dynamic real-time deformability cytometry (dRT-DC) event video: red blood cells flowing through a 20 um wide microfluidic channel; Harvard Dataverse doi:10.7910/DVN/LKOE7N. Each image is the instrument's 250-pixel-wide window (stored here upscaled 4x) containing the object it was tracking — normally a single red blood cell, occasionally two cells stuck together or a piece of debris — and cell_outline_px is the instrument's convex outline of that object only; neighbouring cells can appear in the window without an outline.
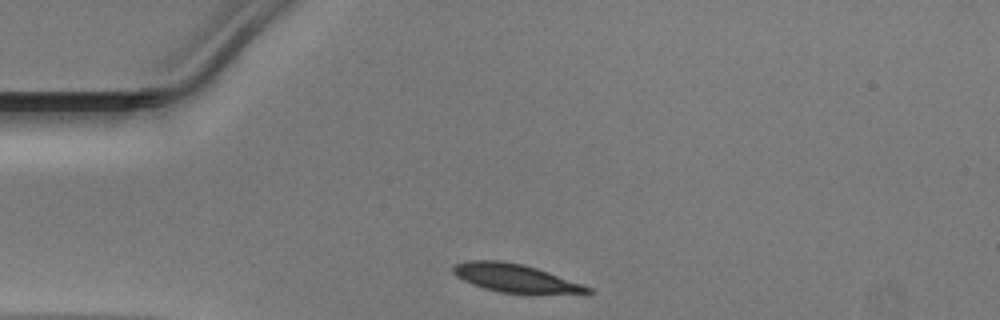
{"species": "Egyptian fruit bat (a non-hibernating species)", "species_latin": "Rousettus aegyptiacus", "temperature_condition": "warm", "stored_images_in_passage": 29, "camera_frame_rate_fps": 3000, "um_per_image_px": 0.085, "animal": {"sex": "male"}, "frame": {"image": 1, "passage_image": 1, "time_ms": 0.0, "image_size_px": [1000, 320], "cell_outline_px": [[596, 292], [500, 292], [484, 288], [472, 284], [456, 276], [452, 272], [452, 264], [464, 260], [500, 260], [524, 264], [584, 284], [592, 288]], "centroid_in_image_um": [43.7, 23.59], "position_along_channel_um": 41.3, "area_um2": 21.68}}
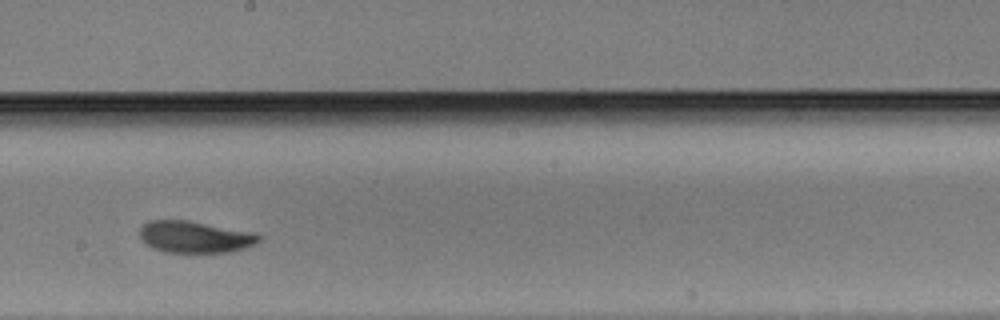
{"frame": {"image": 2, "passage_image": 17, "time_ms": 5.333, "image_size_px": [1000, 320], "cell_outline_px": [[260, 240], [256, 244], [244, 248], [228, 252], [164, 252], [152, 248], [144, 244], [140, 236], [140, 228], [144, 224], [152, 220], [188, 220], [256, 232], [260, 236]], "centroid_in_image_um": [16.57, 20.13], "position_along_channel_um": 231.6, "area_um2": 22.2}}
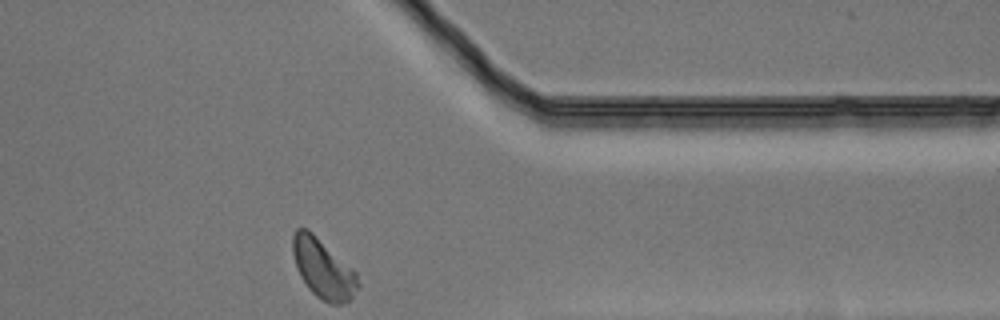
{"frame": {"image": 3, "passage_image": 29, "time_ms": 9.333, "image_size_px": [1000, 320], "cell_outline_px": [[360, 288], [348, 300], [340, 304], [328, 304], [316, 296], [308, 288], [300, 276], [296, 268], [292, 252], [292, 236], [296, 228], [308, 228], [352, 268], [356, 272], [360, 284]], "centroid_in_image_um": [27.45, 22.83], "position_along_channel_um": 383.9, "area_um2": 22.72}}